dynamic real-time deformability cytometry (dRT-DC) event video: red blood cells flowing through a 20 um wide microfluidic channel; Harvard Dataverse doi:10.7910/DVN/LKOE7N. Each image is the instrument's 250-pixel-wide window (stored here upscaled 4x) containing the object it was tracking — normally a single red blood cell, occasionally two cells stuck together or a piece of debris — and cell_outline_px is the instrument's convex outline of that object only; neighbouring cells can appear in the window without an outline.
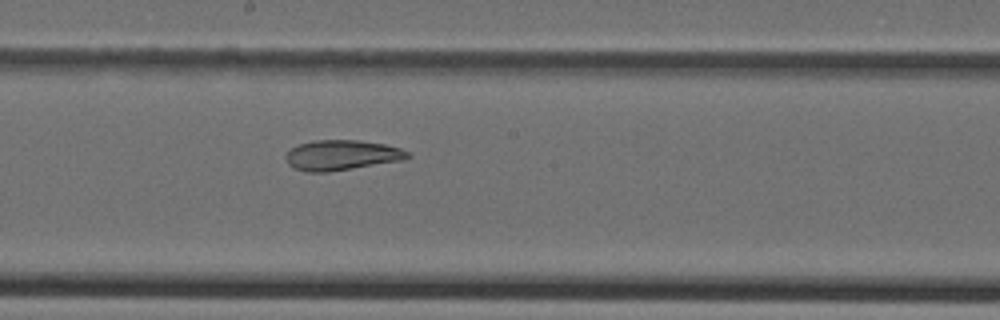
{"species": "Egyptian fruit bat (a non-hibernating species)", "species_latin": "Rousettus aegyptiacus", "temperature_condition": "cold", "stored_images_in_passage": 30, "camera_frame_rate_fps": 3000, "um_per_image_px": 0.085, "animal": {"sex": "female"}, "frame": {"image": 1, "passage_image": 26, "time_ms": 8.333, "image_size_px": [1000, 320], "cell_outline_px": [[412, 156], [404, 160], [328, 172], [308, 172], [292, 168], [288, 164], [284, 156], [292, 148], [300, 144], [312, 140], [356, 140], [384, 144], [400, 148], [408, 152]], "centroid_in_image_um": [29.03, 13.19], "position_along_channel_um": 219.2, "area_um2": 21.44}}